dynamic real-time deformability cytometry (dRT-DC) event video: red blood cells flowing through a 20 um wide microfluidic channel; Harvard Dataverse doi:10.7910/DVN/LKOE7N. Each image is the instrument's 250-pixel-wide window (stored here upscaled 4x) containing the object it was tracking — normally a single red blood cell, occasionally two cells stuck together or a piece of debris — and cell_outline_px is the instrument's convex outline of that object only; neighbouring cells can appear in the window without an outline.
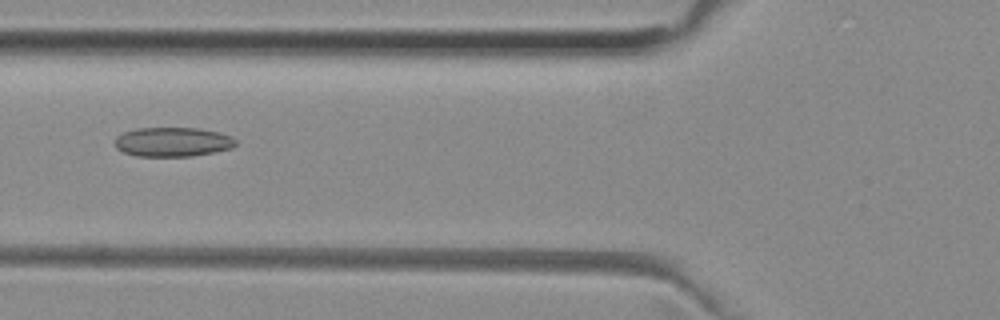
{"species": "common noctule bat (a hibernating species)", "species_latin": "Nyctalus noctula", "temperature_condition": "room temperature", "stored_images_in_passage": 20, "camera_frame_rate_fps": 3000, "um_per_image_px": 0.085, "animal": {"sex": "female", "body_mass_g": 29.2, "forearm_length_mm": 56.3}, "frame": {"image": 1, "passage_image": 4, "time_ms": 1.0, "image_size_px": [1000, 320], "cell_outline_px": [[236, 144], [232, 148], [216, 152], [192, 156], [136, 156], [124, 152], [116, 148], [112, 140], [116, 136], [124, 132], [136, 128], [200, 128], [220, 132], [232, 136], [236, 140]], "centroid_in_image_um": [14.67, 12.06], "position_along_channel_um": 111.1, "area_um2": 20.98}}
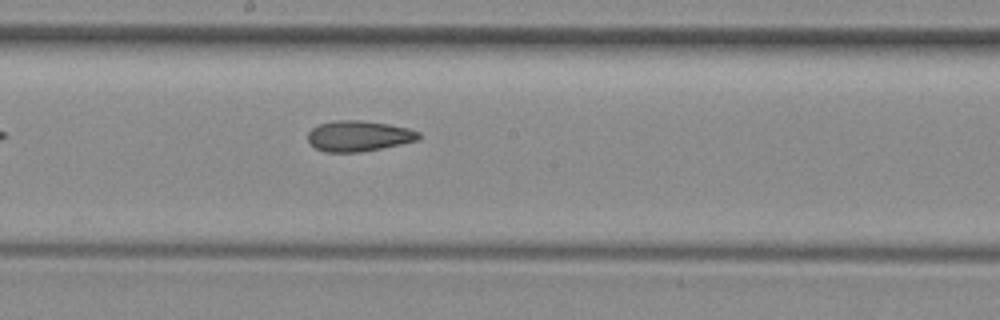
{"frame": {"image": 2, "passage_image": 12, "time_ms": 3.667, "image_size_px": [1000, 320], "cell_outline_px": [[420, 140], [360, 152], [324, 152], [316, 148], [308, 140], [308, 132], [312, 128], [320, 124], [332, 120], [360, 120], [388, 124], [408, 128], [420, 132]], "centroid_in_image_um": [30.49, 11.55], "position_along_channel_um": 217.7, "area_um2": 19.77}}
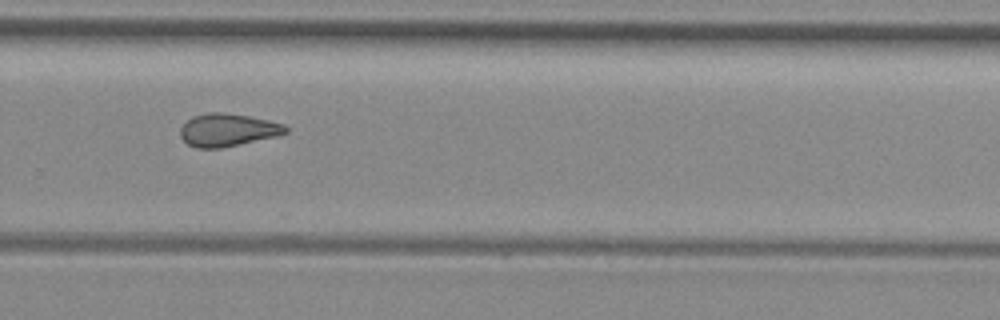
{"frame": {"image": 3, "passage_image": 19, "time_ms": 6.0, "image_size_px": [1000, 320], "cell_outline_px": [[288, 132], [276, 136], [220, 148], [196, 148], [188, 144], [180, 136], [180, 128], [188, 120], [196, 116], [212, 112], [220, 112], [248, 116], [268, 120], [284, 124], [288, 128]], "centroid_in_image_um": [19.36, 11.05], "position_along_channel_um": 310.4, "area_um2": 19.77}}